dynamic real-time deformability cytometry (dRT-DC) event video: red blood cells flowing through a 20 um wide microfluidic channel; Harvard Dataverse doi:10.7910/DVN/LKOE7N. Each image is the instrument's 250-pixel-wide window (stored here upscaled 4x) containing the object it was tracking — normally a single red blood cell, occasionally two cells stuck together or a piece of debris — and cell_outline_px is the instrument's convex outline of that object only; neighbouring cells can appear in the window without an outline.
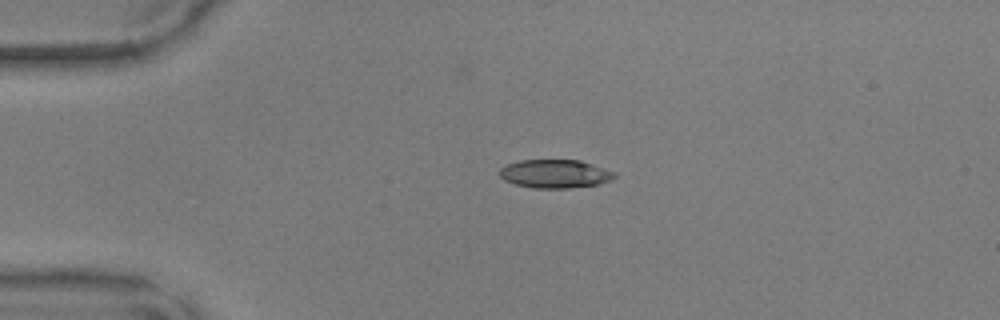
{"species": "common noctule bat (a hibernating species)", "species_latin": "Nyctalus noctula", "temperature_condition": "warm", "stored_images_in_passage": 38, "camera_frame_rate_fps": 3000, "um_per_image_px": 0.085, "animal": {"sex": "male", "body_mass_g": 17.9, "forearm_length_mm": 54.2}, "frame": {"image": 1, "passage_image": 1, "time_ms": 0.0, "image_size_px": [1000, 320], "cell_outline_px": [[616, 176], [612, 180], [596, 184], [568, 188], [532, 188], [516, 184], [504, 180], [500, 176], [500, 168], [508, 164], [520, 160], [580, 160], [616, 172]], "centroid_in_image_um": [47.18, 14.77], "position_along_channel_um": 37.8, "area_um2": 18.96}}
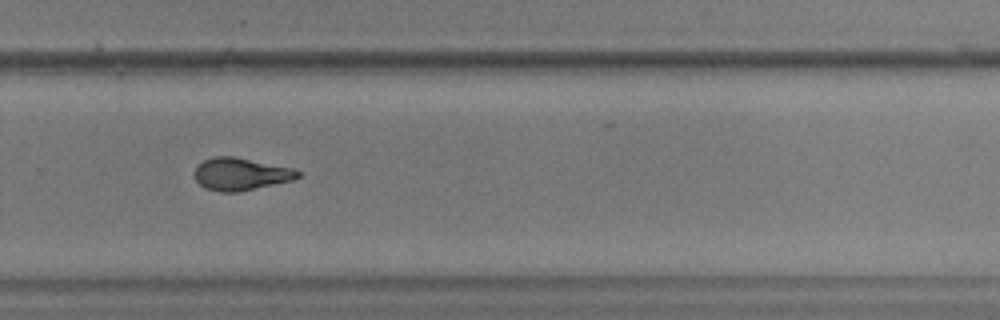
{"frame": {"image": 2, "passage_image": 23, "time_ms": 7.333, "image_size_px": [1000, 320], "cell_outline_px": [[300, 176], [292, 180], [240, 192], [220, 192], [204, 188], [196, 180], [192, 172], [196, 164], [204, 160], [216, 156], [236, 156], [292, 168], [300, 172]], "centroid_in_image_um": [20.41, 14.79], "position_along_channel_um": 309.4, "area_um2": 19.77}}
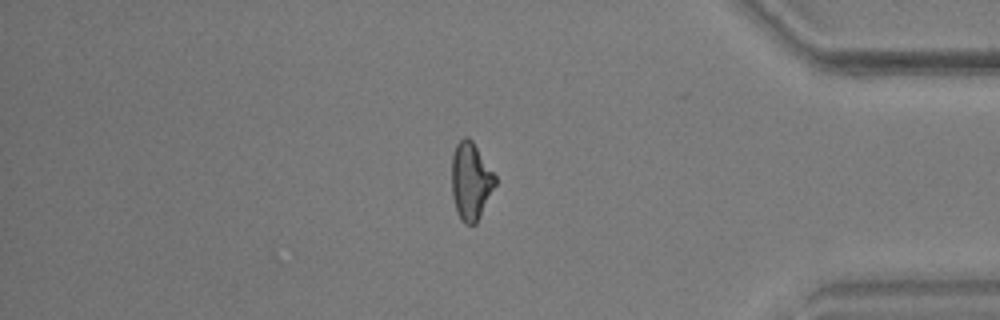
{"frame": {"image": 3, "passage_image": 31, "time_ms": 10.0, "image_size_px": [1000, 320], "cell_outline_px": [[496, 184], [476, 224], [464, 224], [456, 212], [452, 196], [452, 156], [456, 144], [464, 136], [468, 136], [472, 140], [496, 176]], "centroid_in_image_um": [40.0, 15.39], "position_along_channel_um": 395.2, "area_um2": 19.65}}